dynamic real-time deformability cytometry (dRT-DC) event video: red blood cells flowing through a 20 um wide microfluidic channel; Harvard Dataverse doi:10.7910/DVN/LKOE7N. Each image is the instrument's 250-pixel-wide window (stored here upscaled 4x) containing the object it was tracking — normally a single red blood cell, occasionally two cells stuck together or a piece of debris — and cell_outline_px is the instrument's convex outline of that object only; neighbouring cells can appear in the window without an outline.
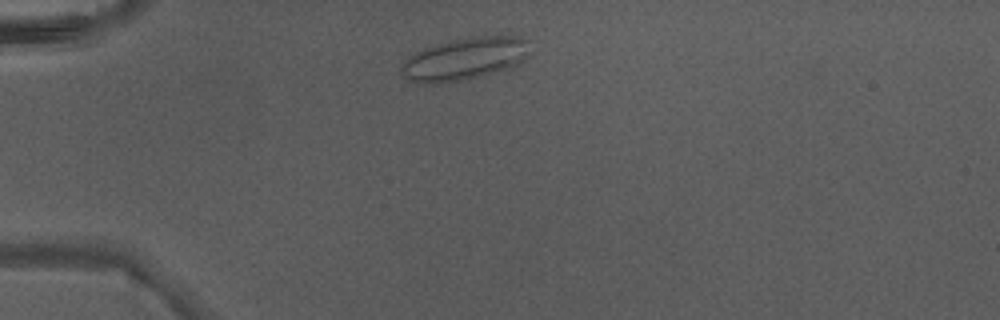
{"species": "Egyptian fruit bat (a non-hibernating species)", "species_latin": "Rousettus aegyptiacus", "temperature_condition": "warm", "stored_images_in_passage": 3, "camera_frame_rate_fps": 3000, "um_per_image_px": 0.085, "animal": {"sex": "male"}, "frame": {"image": 1, "passage_image": 1, "time_ms": 0.0, "image_size_px": [1000, 320], "cell_outline_px": [[532, 40], [528, 56], [520, 64], [512, 68], [496, 72], [460, 80], [440, 84], [420, 84], [408, 80], [404, 76], [404, 64], [416, 52], [424, 48], [436, 44], [456, 40], [484, 36], [520, 36]], "centroid_in_image_um": [39.62, 5.01], "position_along_channel_um": 45.4, "area_um2": 31.56}}